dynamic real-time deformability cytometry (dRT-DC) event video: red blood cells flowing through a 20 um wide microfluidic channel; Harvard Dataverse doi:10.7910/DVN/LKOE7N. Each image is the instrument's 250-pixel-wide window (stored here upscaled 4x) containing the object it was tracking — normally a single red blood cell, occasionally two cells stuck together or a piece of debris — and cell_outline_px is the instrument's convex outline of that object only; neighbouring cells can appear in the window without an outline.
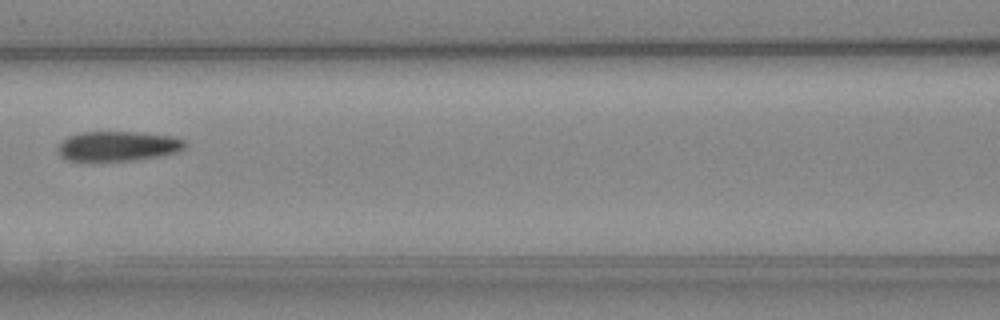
{"species": "Egyptian fruit bat (a non-hibernating species)", "species_latin": "Rousettus aegyptiacus", "temperature_condition": "cold", "stored_images_in_passage": 7, "camera_frame_rate_fps": 3000, "um_per_image_px": 0.085, "animal": {"sex": "female"}, "frame": {"image": 1, "passage_image": 6, "time_ms": 6.0, "image_size_px": [1000, 320], "cell_outline_px": [[188, 144], [184, 148], [176, 152], [160, 156], [136, 160], [68, 160], [60, 156], [56, 148], [68, 136], [80, 132], [136, 132], [176, 136], [184, 140]], "centroid_in_image_um": [10.06, 12.41], "position_along_channel_um": 156.5, "area_um2": 22.08}}
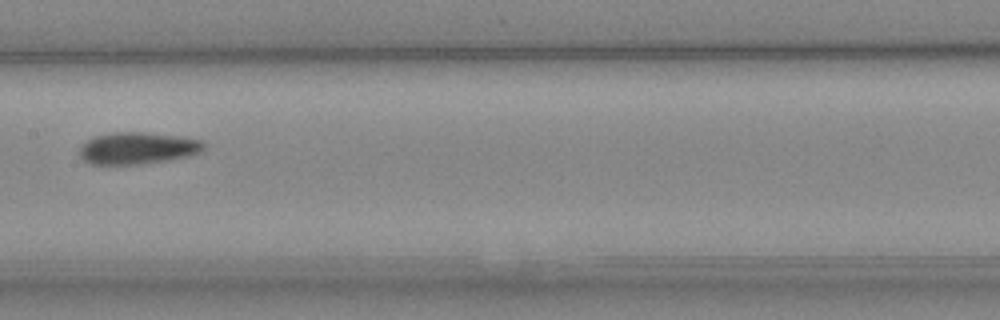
{"frame": {"image": 2, "passage_image": 7, "time_ms": 7.0, "image_size_px": [1000, 320], "cell_outline_px": [[208, 148], [200, 152], [188, 156], [168, 160], [136, 164], [88, 164], [80, 156], [80, 144], [92, 136], [112, 132], [144, 132], [184, 136], [204, 140]], "centroid_in_image_um": [11.73, 12.57], "position_along_channel_um": 195.7, "area_um2": 23.58}}